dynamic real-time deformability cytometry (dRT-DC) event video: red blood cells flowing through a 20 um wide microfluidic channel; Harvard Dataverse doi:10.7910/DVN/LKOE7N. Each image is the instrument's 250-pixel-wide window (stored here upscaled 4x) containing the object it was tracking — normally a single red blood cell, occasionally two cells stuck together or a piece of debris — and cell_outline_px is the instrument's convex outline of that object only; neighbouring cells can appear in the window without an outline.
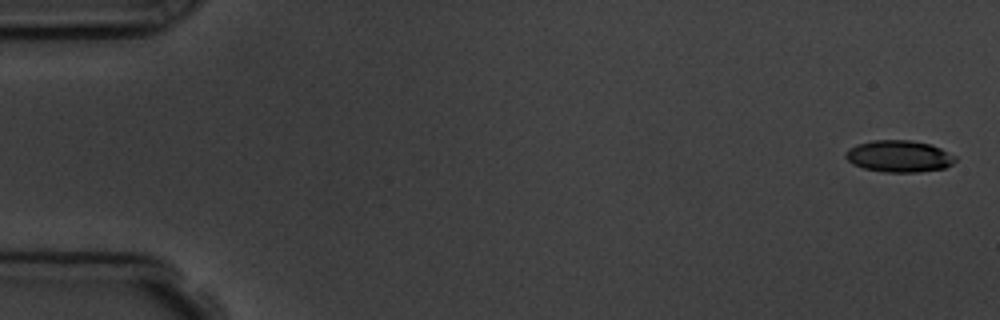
{"species": "common noctule bat (a hibernating species)", "species_latin": "Nyctalus noctula", "temperature_condition": "room temperature", "stored_images_in_passage": 4, "camera_frame_rate_fps": 3000, "um_per_image_px": 0.085, "animal": {"sex": "male", "body_mass_g": 19.5, "forearm_length_mm": 54.6}, "frame": {"image": 1, "passage_image": 1, "time_ms": 0.0, "image_size_px": [1000, 320], "cell_outline_px": [[956, 160], [952, 164], [944, 168], [920, 172], [884, 172], [864, 168], [852, 164], [844, 156], [844, 152], [848, 148], [856, 144], [872, 140], [912, 140], [928, 144], [940, 148], [956, 156]], "centroid_in_image_um": [76.39, 13.28], "position_along_channel_um": 8.6, "area_um2": 20.4}}
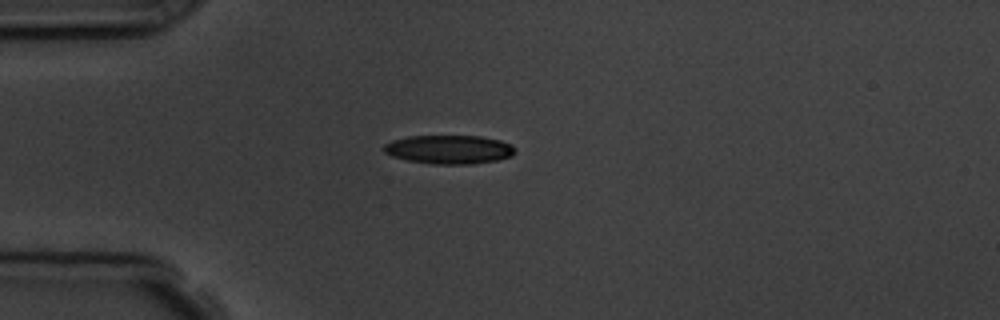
{"frame": {"image": 2, "passage_image": 4, "time_ms": 4.333, "image_size_px": [1000, 320], "cell_outline_px": [[516, 152], [512, 156], [496, 160], [472, 164], [432, 164], [408, 160], [392, 156], [384, 152], [380, 148], [384, 144], [392, 140], [408, 136], [480, 136], [500, 140], [512, 144], [516, 148]], "centroid_in_image_um": [38.17, 12.7], "position_along_channel_um": 46.8, "area_um2": 22.2}}